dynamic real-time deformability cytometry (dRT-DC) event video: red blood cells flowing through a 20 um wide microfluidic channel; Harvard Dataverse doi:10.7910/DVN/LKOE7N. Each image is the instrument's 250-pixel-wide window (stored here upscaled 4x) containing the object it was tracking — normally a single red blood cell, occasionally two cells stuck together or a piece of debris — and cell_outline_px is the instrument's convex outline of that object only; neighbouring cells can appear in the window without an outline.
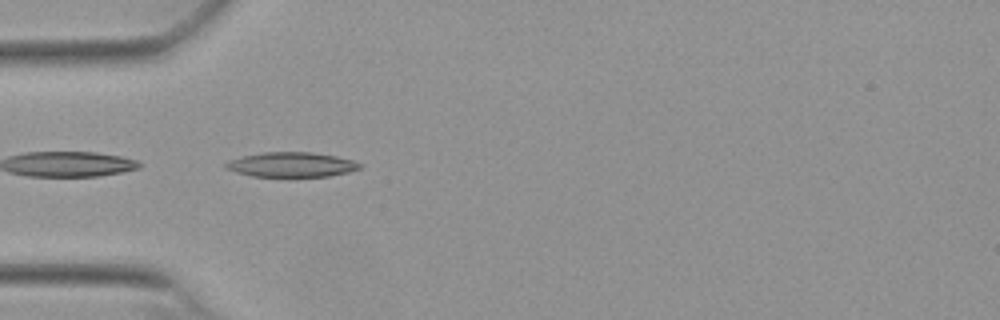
{"species": "Egyptian fruit bat (a non-hibernating species)", "species_latin": "Rousettus aegyptiacus", "temperature_condition": "warm", "stored_images_in_passage": 22, "segment_of_instrument_passage": [2, 2], "camera_frame_rate_fps": 3000, "um_per_image_px": 0.085, "animal": {"sex": "female"}, "frame": {"image": 1, "passage_image": 16, "time_ms": 5.0, "image_size_px": [1000, 320], "cell_outline_px": [[364, 164], [360, 168], [348, 172], [328, 176], [252, 176], [236, 172], [224, 168], [224, 164], [228, 160], [244, 156], [264, 152], [312, 152], [336, 156], [352, 160]], "centroid_in_image_um": [24.77, 13.99], "position_along_channel_um": 60.2, "area_um2": 19.25}}
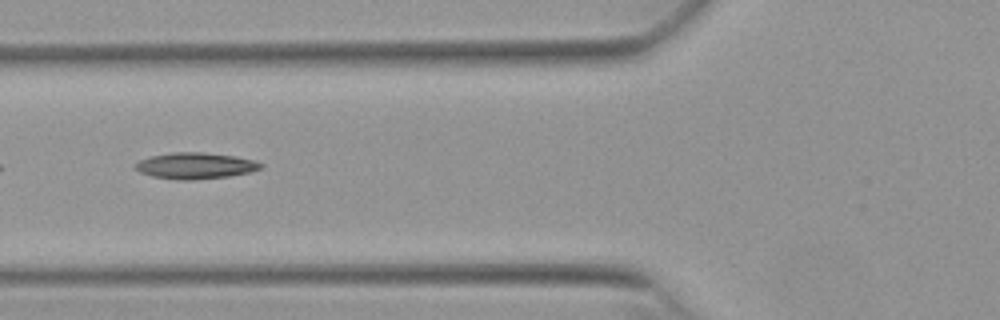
{"frame": {"image": 2, "passage_image": 20, "time_ms": 6.333, "image_size_px": [1000, 320], "cell_outline_px": [[264, 168], [248, 172], [228, 176], [192, 180], [180, 180], [152, 176], [140, 172], [136, 168], [136, 164], [140, 160], [152, 156], [172, 152], [204, 152], [236, 156], [252, 160], [264, 164]], "centroid_in_image_um": [16.64, 14.08], "position_along_channel_um": 109.2, "area_um2": 19.02}}